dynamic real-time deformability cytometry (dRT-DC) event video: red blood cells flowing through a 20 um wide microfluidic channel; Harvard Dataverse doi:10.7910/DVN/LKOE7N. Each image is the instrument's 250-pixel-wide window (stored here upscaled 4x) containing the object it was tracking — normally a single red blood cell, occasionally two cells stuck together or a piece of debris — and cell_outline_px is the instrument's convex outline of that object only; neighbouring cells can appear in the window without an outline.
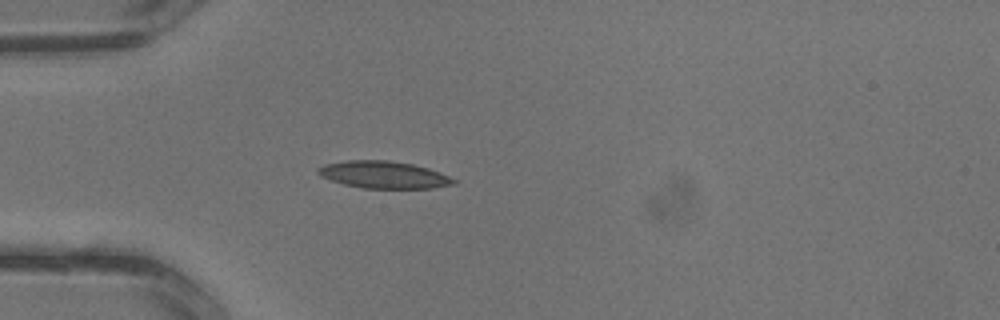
{"species": "common noctule bat (a hibernating species)", "species_latin": "Nyctalus noctula", "temperature_condition": "warm", "stored_images_in_passage": 1, "camera_frame_rate_fps": 3000, "um_per_image_px": 0.085, "animal": {"sex": "male", "body_mass_g": 13.3}, "frame": {"image": 1, "passage_image": 1, "time_ms": 0.0, "image_size_px": [1000, 320], "cell_outline_px": [[456, 184], [432, 188], [364, 188], [344, 184], [320, 176], [316, 172], [316, 168], [324, 164], [348, 160], [388, 160], [412, 164], [428, 168], [448, 176], [456, 180]], "centroid_in_image_um": [32.59, 14.85], "position_along_channel_um": 52.4, "area_um2": 21.39}}